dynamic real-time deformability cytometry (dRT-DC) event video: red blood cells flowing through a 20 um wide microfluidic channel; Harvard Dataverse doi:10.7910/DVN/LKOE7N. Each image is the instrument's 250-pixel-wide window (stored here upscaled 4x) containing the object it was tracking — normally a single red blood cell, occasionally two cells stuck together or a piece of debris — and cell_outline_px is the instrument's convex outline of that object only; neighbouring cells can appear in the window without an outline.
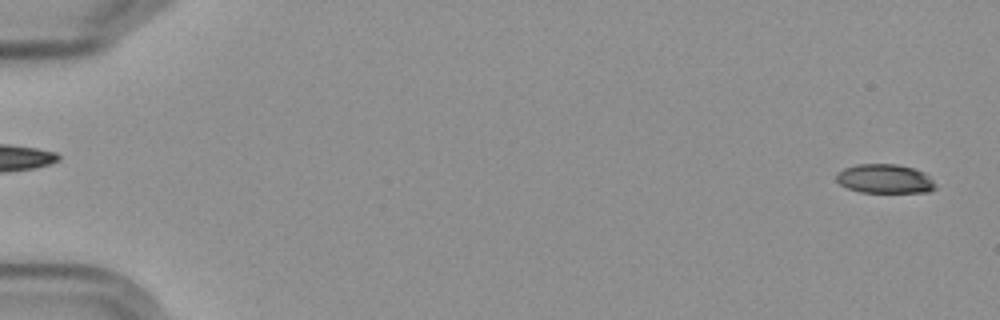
{"species": "Egyptian fruit bat (a non-hibernating species)", "species_latin": "Rousettus aegyptiacus", "temperature_condition": "cold", "stored_images_in_passage": 2, "segment_of_instrument_passage": [2, 2], "camera_frame_rate_fps": 3000, "um_per_image_px": 0.085, "frame": {"image": 1, "passage_image": 2, "time_ms": 1.0, "image_size_px": [1000, 320], "cell_outline_px": [[936, 188], [928, 192], [860, 192], [848, 188], [840, 184], [836, 180], [836, 172], [844, 168], [856, 164], [896, 164], [912, 168], [924, 172], [936, 184]], "centroid_in_image_um": [75.19, 15.19], "position_along_channel_um": 9.8, "area_um2": 16.82}}